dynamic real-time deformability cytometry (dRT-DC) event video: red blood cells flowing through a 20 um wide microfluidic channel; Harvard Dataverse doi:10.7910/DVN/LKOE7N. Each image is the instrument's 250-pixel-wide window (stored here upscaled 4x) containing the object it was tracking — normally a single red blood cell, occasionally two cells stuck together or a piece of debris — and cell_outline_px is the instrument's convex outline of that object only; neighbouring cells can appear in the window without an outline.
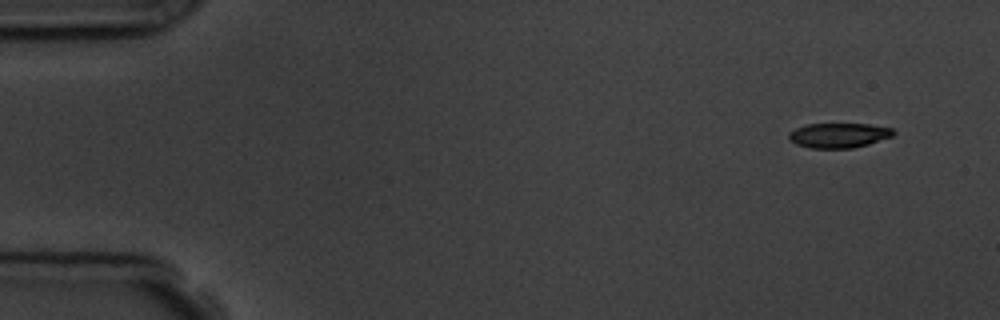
{"species": "common noctule bat (a hibernating species)", "species_latin": "Nyctalus noctula", "temperature_condition": "room temperature", "stored_images_in_passage": 5, "camera_frame_rate_fps": 3000, "um_per_image_px": 0.085, "animal": {"sex": "male", "body_mass_g": 19.5, "forearm_length_mm": 54.6}, "frame": {"image": 1, "passage_image": 1, "time_ms": 0.0, "image_size_px": [1000, 320], "cell_outline_px": [[896, 132], [892, 136], [868, 144], [852, 148], [812, 148], [796, 144], [788, 140], [788, 132], [796, 128], [808, 124], [868, 124], [892, 128]], "centroid_in_image_um": [71.27, 11.5], "position_along_channel_um": 13.7, "area_um2": 15.09}}
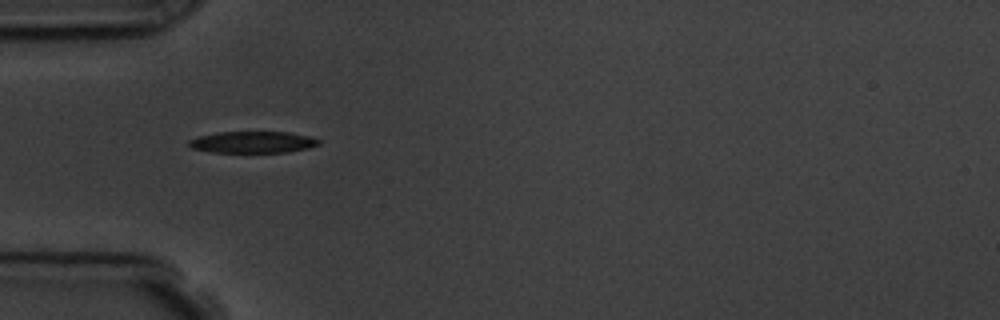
{"frame": {"image": 2, "passage_image": 4, "time_ms": 4.333, "image_size_px": [1000, 320], "cell_outline_px": [[320, 144], [308, 148], [288, 152], [212, 152], [192, 148], [188, 144], [188, 140], [200, 136], [220, 132], [288, 132], [312, 136], [320, 140]], "centroid_in_image_um": [21.53, 12.08], "position_along_channel_um": 63.5, "area_um2": 16.3}}